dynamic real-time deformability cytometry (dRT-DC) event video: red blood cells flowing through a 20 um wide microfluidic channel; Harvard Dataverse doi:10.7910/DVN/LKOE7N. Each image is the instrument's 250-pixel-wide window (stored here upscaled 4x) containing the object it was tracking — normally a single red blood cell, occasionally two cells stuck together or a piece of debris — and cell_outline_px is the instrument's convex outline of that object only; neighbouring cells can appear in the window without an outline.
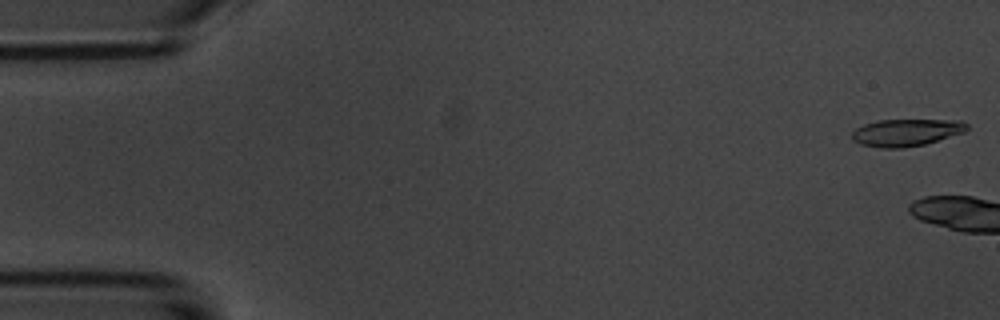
{"species": "common noctule bat (a hibernating species)", "species_latin": "Nyctalus noctula", "temperature_condition": "room temperature", "stored_images_in_passage": 3, "camera_frame_rate_fps": 3000, "um_per_image_px": 0.085, "animal": {"sex": "male", "body_mass_g": 20.1, "forearm_length_mm": 53.5}, "frame": {"image": 1, "passage_image": 1, "time_ms": 0.0, "image_size_px": [1000, 320], "cell_outline_px": [[968, 128], [964, 132], [924, 144], [904, 148], [880, 148], [860, 144], [852, 140], [852, 132], [856, 128], [864, 124], [880, 120], [960, 120], [968, 124]], "centroid_in_image_um": [77.01, 11.26], "position_along_channel_um": 8.0, "area_um2": 18.15}}